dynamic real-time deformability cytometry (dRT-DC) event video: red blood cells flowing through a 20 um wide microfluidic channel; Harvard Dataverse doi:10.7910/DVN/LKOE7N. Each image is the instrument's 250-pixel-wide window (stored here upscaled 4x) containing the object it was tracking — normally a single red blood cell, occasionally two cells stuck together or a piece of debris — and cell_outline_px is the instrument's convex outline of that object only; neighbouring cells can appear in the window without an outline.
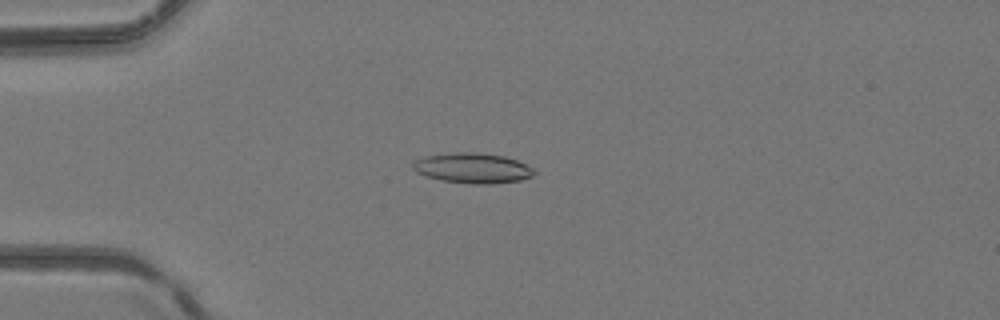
{"species": "common noctule bat (a hibernating species)", "species_latin": "Nyctalus noctula", "temperature_condition": "room temperature", "stored_images_in_passage": 4, "camera_frame_rate_fps": 3000, "um_per_image_px": 0.085, "animal": {"sex": "female", "body_mass_g": 24.6, "forearm_length_mm": 56.2}, "frame": {"image": 1, "passage_image": 4, "time_ms": 1.0, "image_size_px": [1000, 320], "cell_outline_px": [[536, 172], [532, 176], [520, 180], [492, 184], [472, 184], [440, 180], [424, 176], [416, 172], [412, 168], [412, 164], [416, 160], [424, 156], [456, 152], [472, 152], [504, 156], [516, 160], [532, 168]], "centroid_in_image_um": [40.14, 14.29], "position_along_channel_um": 44.9, "area_um2": 21.33}}